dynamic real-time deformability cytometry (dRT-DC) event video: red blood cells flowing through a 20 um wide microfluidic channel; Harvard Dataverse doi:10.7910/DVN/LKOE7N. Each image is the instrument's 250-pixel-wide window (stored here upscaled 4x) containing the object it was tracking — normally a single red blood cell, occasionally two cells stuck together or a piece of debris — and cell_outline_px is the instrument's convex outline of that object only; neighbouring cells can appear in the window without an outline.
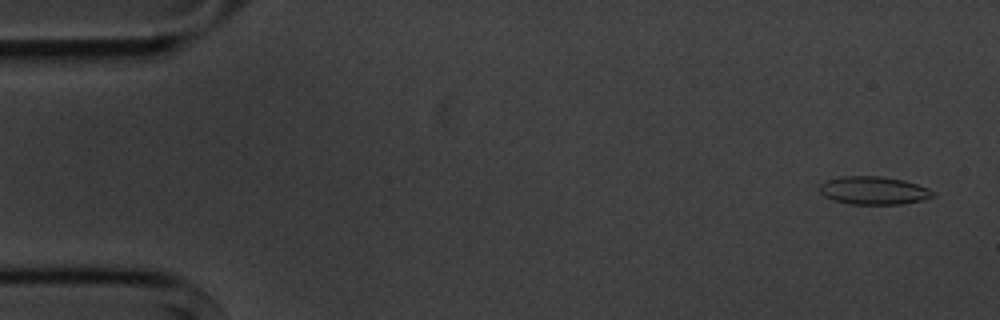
{"species": "common noctule bat (a hibernating species)", "species_latin": "Nyctalus noctula", "temperature_condition": "cold", "stored_images_in_passage": 4, "camera_frame_rate_fps": 3000, "um_per_image_px": 0.085, "animal": {"sex": "male", "body_mass_g": 20.1, "forearm_length_mm": 53.5}, "frame": {"image": 1, "passage_image": 1, "time_ms": 0.0, "image_size_px": [1000, 320], "cell_outline_px": [[936, 196], [924, 200], [900, 204], [848, 204], [824, 196], [820, 192], [820, 184], [828, 180], [840, 176], [880, 176], [904, 180], [916, 184], [936, 192]], "centroid_in_image_um": [74.29, 16.19], "position_along_channel_um": 10.7, "area_um2": 18.5}}
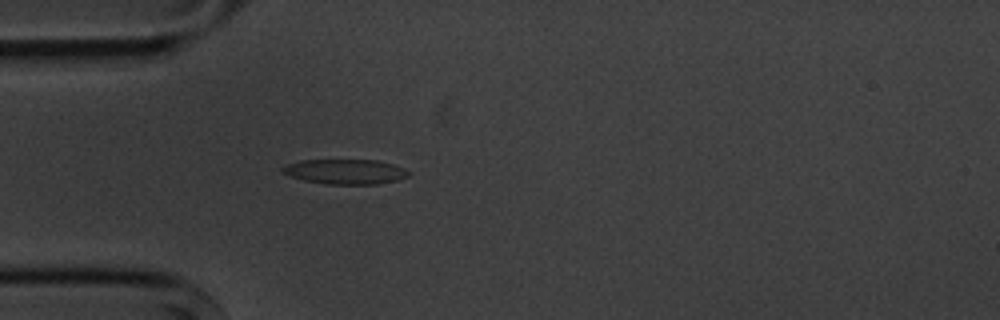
{"frame": {"image": 2, "passage_image": 4, "time_ms": 4.333, "image_size_px": [1000, 320], "cell_outline_px": [[408, 176], [396, 180], [376, 184], [324, 184], [304, 180], [292, 176], [284, 172], [280, 168], [288, 164], [300, 160], [376, 160], [392, 164], [404, 168], [408, 172]], "centroid_in_image_um": [29.34, 14.59], "position_along_channel_um": 55.7, "area_um2": 18.03}}